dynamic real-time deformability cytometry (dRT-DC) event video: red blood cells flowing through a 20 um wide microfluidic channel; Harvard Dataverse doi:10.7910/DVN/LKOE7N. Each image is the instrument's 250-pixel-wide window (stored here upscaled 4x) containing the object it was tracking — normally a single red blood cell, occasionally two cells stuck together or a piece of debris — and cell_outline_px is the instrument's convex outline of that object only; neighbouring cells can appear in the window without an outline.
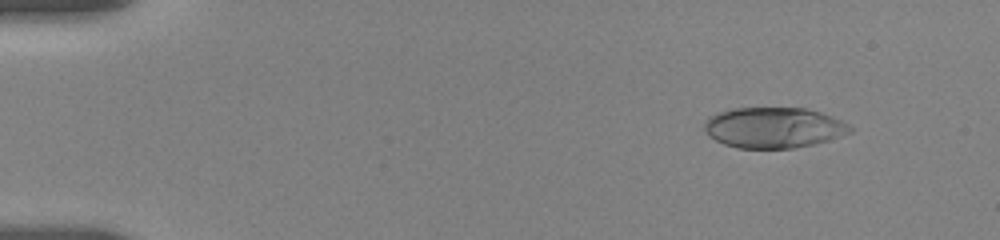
{"species": "human", "species_latin": "Homo sapiens", "temperature_condition": "room temperature", "stored_images_in_passage": 55, "camera_frame_rate_fps": 3000, "um_per_image_px": 0.085, "donor": {"sex": "female"}, "frame": {"image": 1, "passage_image": 5, "time_ms": 1.333, "image_size_px": [1000, 240], "cell_outline_px": [[852, 132], [828, 140], [796, 148], [736, 148], [724, 144], [708, 136], [704, 128], [704, 124], [708, 116], [716, 112], [732, 108], [804, 108], [820, 112], [832, 116], [848, 124], [852, 128]], "centroid_in_image_um": [65.73, 10.84], "position_along_channel_um": 19.3, "area_um2": 34.62}}
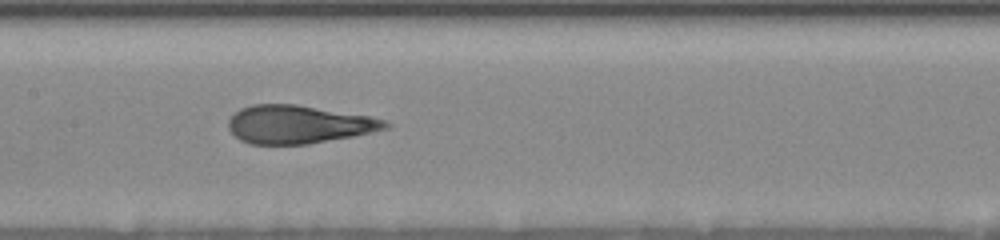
{"frame": {"image": 2, "passage_image": 30, "time_ms": 8.667, "image_size_px": [1000, 240], "cell_outline_px": [[392, 124], [388, 128], [352, 136], [308, 144], [248, 144], [240, 140], [228, 128], [228, 120], [240, 108], [252, 104], [296, 104], [368, 116], [388, 120]], "centroid_in_image_um": [25.37, 10.57], "position_along_channel_um": 182.0, "area_um2": 34.8}}
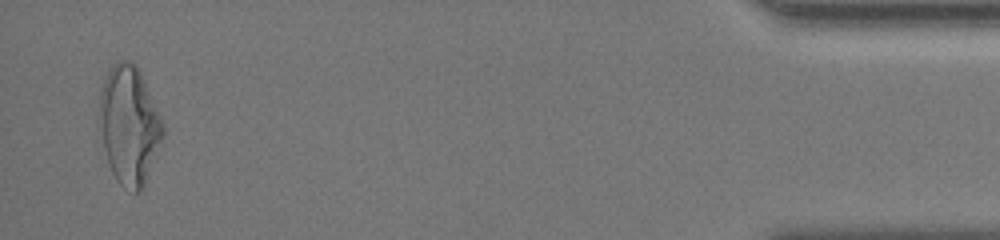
{"frame": {"image": 3, "passage_image": 54, "time_ms": 17.333, "image_size_px": [1000, 240], "cell_outline_px": [[164, 136], [144, 188], [140, 192], [136, 192], [124, 188], [116, 180], [112, 172], [96, 124], [100, 92], [104, 76], [112, 64], [116, 60], [128, 60], [140, 72], [144, 80], [164, 128]], "centroid_in_image_um": [10.94, 10.65], "position_along_channel_um": 424.3, "area_um2": 44.22}, "authors_computed_cell_mechanics": {"area_um2": 35.1424, "velocity_mm_per_s": 3.6439, "shape_relaxation_time_tau1_ms": 4.9427, "shape_relaxation_time_tau2_ms": 0.9218, "deformation_change_tau1": 0.2082, "deformation_change_tau2": 0.0844}}